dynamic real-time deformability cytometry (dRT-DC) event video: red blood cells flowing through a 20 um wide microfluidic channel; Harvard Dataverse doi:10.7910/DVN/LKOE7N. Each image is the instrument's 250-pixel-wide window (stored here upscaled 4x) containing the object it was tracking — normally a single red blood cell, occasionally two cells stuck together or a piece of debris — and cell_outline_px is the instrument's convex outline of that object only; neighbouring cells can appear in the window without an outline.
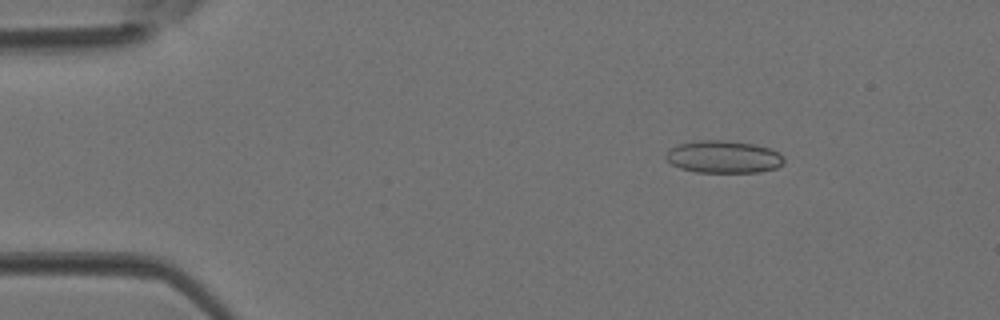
{"species": "Egyptian fruit bat (a non-hibernating species)", "species_latin": "Rousettus aegyptiacus", "temperature_condition": "room temperature", "stored_images_in_passage": 3, "camera_frame_rate_fps": 3000, "um_per_image_px": 0.085, "animal": {"sex": "female"}, "frame": {"image": 1, "passage_image": 2, "time_ms": 0.333, "image_size_px": [1000, 320], "cell_outline_px": [[784, 164], [776, 168], [760, 172], [696, 172], [680, 168], [672, 164], [664, 156], [676, 144], [700, 140], [728, 140], [756, 144], [780, 152], [784, 160]], "centroid_in_image_um": [61.53, 13.33], "position_along_channel_um": 23.5, "area_um2": 22.43}}